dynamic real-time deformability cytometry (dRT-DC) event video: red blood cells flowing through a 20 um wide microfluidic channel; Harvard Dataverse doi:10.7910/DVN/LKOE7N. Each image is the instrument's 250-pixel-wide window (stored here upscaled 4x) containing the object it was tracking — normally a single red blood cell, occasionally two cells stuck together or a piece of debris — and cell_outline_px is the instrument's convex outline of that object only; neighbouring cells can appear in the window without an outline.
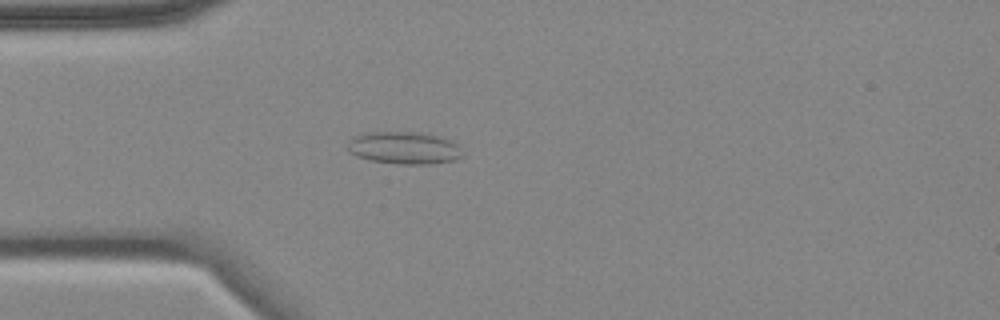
{"species": "common noctule bat (a hibernating species)", "species_latin": "Nyctalus noctula", "temperature_condition": "cold", "stored_images_in_passage": 5, "camera_frame_rate_fps": 3000, "um_per_image_px": 0.085, "animal": {"sex": "female", "body_mass_g": 18.4}, "frame": {"image": 1, "passage_image": 4, "time_ms": 3.667, "image_size_px": [1000, 320], "cell_outline_px": [[464, 156], [456, 160], [432, 164], [400, 164], [368, 160], [356, 156], [348, 152], [348, 144], [356, 136], [368, 132], [420, 132], [452, 140], [456, 144]], "centroid_in_image_um": [34.37, 12.58], "position_along_channel_um": 50.6, "area_um2": 21.68}}